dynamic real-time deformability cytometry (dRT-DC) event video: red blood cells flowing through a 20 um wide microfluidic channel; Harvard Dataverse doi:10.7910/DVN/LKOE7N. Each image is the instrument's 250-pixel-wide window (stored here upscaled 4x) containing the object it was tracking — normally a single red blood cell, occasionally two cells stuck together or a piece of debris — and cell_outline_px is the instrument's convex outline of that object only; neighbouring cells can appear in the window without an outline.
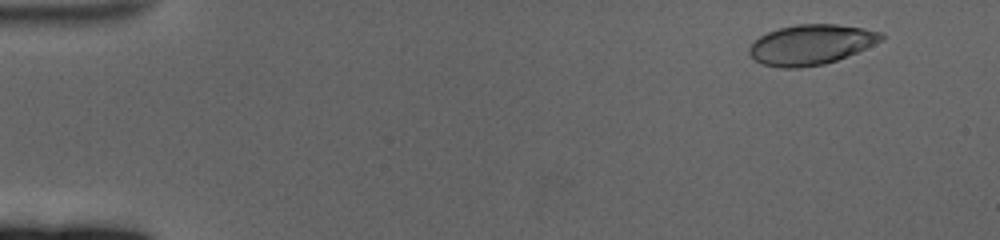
{"species": "human", "species_latin": "Homo sapiens", "temperature_condition": "cold", "stored_images_in_passage": 61, "camera_frame_rate_fps": 3000, "um_per_image_px": 0.085, "donor": {"sex": "female"}, "frame": {"image": 1, "passage_image": 5, "time_ms": 1.333, "image_size_px": [1000, 240], "cell_outline_px": [[884, 40], [856, 52], [836, 60], [824, 64], [800, 68], [780, 68], [764, 64], [756, 60], [748, 52], [748, 48], [760, 36], [768, 32], [780, 28], [796, 24], [836, 24], [864, 28], [884, 32]], "centroid_in_image_um": [68.97, 3.78], "position_along_channel_um": 16.0, "area_um2": 30.75}}
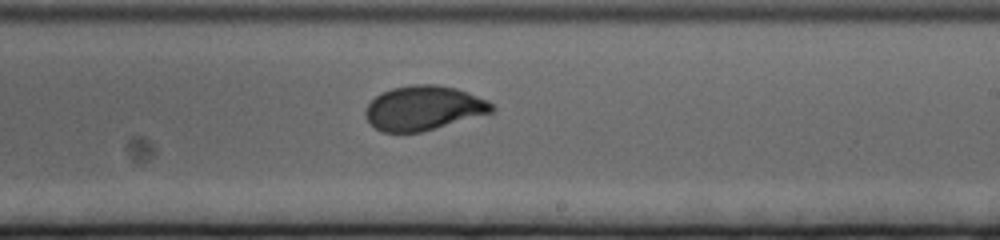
{"frame": {"image": 2, "passage_image": 37, "time_ms": 12.0, "image_size_px": [1000, 240], "cell_outline_px": [[496, 108], [492, 112], [420, 132], [384, 132], [376, 128], [364, 116], [364, 112], [368, 104], [376, 96], [392, 88], [412, 84], [436, 84], [456, 88], [488, 100]], "centroid_in_image_um": [36.0, 9.17], "position_along_channel_um": 253.0, "area_um2": 32.37}}
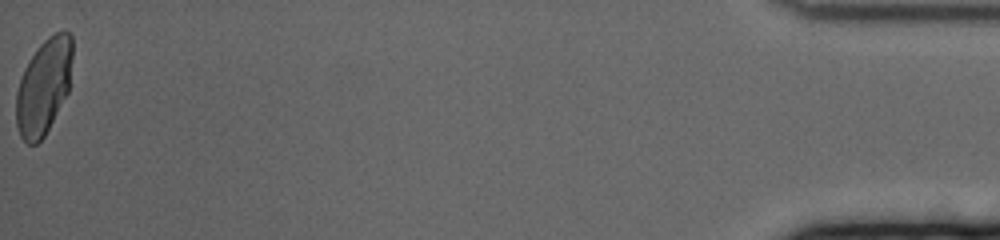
{"frame": {"image": 3, "passage_image": 61, "time_ms": 20.0, "image_size_px": [1000, 240], "cell_outline_px": [[72, 56], [68, 92], [44, 136], [36, 144], [28, 144], [20, 136], [16, 124], [16, 92], [24, 68], [28, 60], [40, 44], [48, 36], [64, 28], [72, 36]], "centroid_in_image_um": [3.71, 7.32], "position_along_channel_um": 431.5, "area_um2": 31.33}, "authors_computed_cell_mechanics": {"area_um2": 32.368, "velocity_mm_per_s": 3.3583, "shape_relaxation_time_tau1_ms": 4.6779, "shape_relaxation_time_tau2_ms": null, "deformation_change_tau1": 0.169, "deformation_change_tau2": null}}